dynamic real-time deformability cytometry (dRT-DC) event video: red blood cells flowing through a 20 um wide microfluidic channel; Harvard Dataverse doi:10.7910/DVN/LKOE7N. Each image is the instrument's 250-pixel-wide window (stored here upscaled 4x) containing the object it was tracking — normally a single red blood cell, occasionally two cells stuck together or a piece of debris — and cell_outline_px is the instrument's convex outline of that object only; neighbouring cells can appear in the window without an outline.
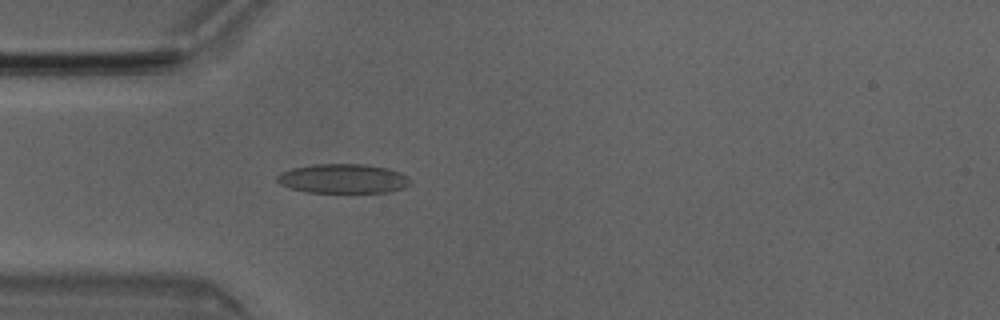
{"species": "Egyptian fruit bat (a non-hibernating species)", "species_latin": "Rousettus aegyptiacus", "temperature_condition": "room temperature", "stored_images_in_passage": 3, "camera_frame_rate_fps": 3000, "um_per_image_px": 0.085, "animal": {"sex": "male"}, "frame": {"image": 1, "passage_image": 3, "time_ms": 0.667, "image_size_px": [1000, 320], "cell_outline_px": [[412, 180], [404, 188], [392, 192], [304, 192], [288, 188], [280, 184], [276, 180], [276, 176], [292, 168], [312, 164], [364, 164], [388, 168], [400, 172], [408, 176]], "centroid_in_image_um": [29.17, 15.18], "position_along_channel_um": 55.8, "area_um2": 22.95}}